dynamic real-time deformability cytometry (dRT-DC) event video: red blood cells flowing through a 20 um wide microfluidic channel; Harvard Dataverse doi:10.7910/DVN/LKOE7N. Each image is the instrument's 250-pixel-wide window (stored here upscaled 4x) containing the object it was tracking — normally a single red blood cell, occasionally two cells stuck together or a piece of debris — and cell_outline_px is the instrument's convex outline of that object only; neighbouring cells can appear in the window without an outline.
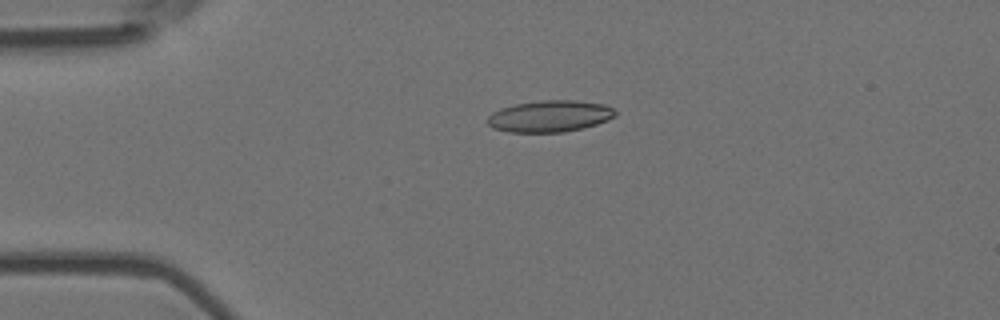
{"species": "Egyptian fruit bat (a non-hibernating species)", "species_latin": "Rousettus aegyptiacus", "temperature_condition": "room temperature", "stored_images_in_passage": 4, "camera_frame_rate_fps": 3000, "um_per_image_px": 0.085, "animal": {"sex": "female"}, "frame": {"image": 1, "passage_image": 3, "time_ms": 0.667, "image_size_px": [1000, 320], "cell_outline_px": [[616, 116], [608, 120], [596, 124], [564, 132], [508, 132], [492, 128], [488, 124], [488, 116], [492, 112], [500, 108], [516, 104], [540, 100], [576, 100], [604, 104], [612, 108], [616, 112]], "centroid_in_image_um": [46.72, 9.87], "position_along_channel_um": 38.3, "area_um2": 23.52}}